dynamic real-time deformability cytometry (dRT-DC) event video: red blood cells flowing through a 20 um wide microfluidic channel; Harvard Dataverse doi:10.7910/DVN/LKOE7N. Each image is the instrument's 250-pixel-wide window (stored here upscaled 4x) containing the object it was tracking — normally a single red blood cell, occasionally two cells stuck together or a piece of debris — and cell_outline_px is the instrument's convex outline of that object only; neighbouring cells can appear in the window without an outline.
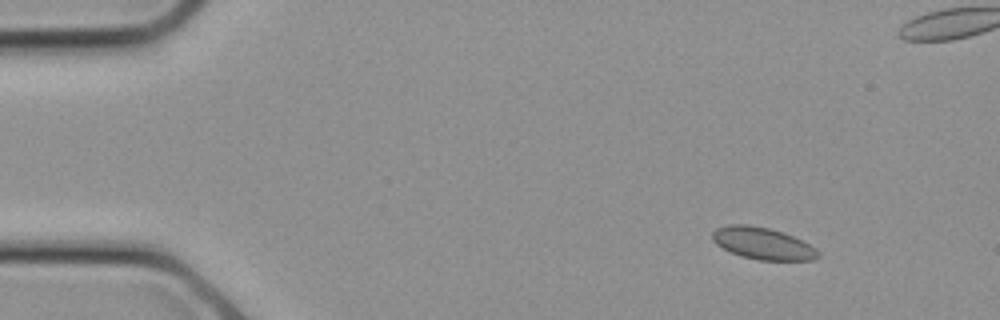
{"species": "common noctule bat (a hibernating species)", "species_latin": "Nyctalus noctula", "temperature_condition": "cold", "stored_images_in_passage": 9, "camera_frame_rate_fps": 3000, "um_per_image_px": 0.085, "animal": {"sex": "female", "body_mass_g": 21.9}, "frame": {"image": 1, "passage_image": 1, "time_ms": 0.0, "image_size_px": [1000, 320], "cell_outline_px": [[820, 256], [812, 260], [756, 260], [740, 256], [716, 244], [712, 240], [712, 232], [716, 228], [728, 224], [748, 224], [768, 228], [784, 232], [816, 248], [820, 252]], "centroid_in_image_um": [64.82, 20.69], "position_along_channel_um": 20.2, "area_um2": 19.71}}
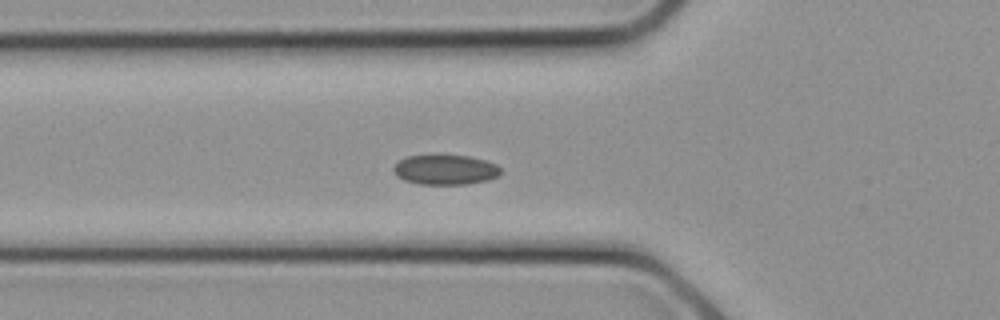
{"frame": {"image": 2, "passage_image": 7, "time_ms": 2.0, "image_size_px": [1000, 320], "cell_outline_px": [[500, 172], [496, 176], [488, 180], [468, 184], [420, 184], [404, 180], [396, 176], [392, 168], [400, 160], [408, 156], [472, 156], [496, 164], [500, 168]], "centroid_in_image_um": [37.84, 14.44], "position_along_channel_um": 88.0, "area_um2": 18.44}}
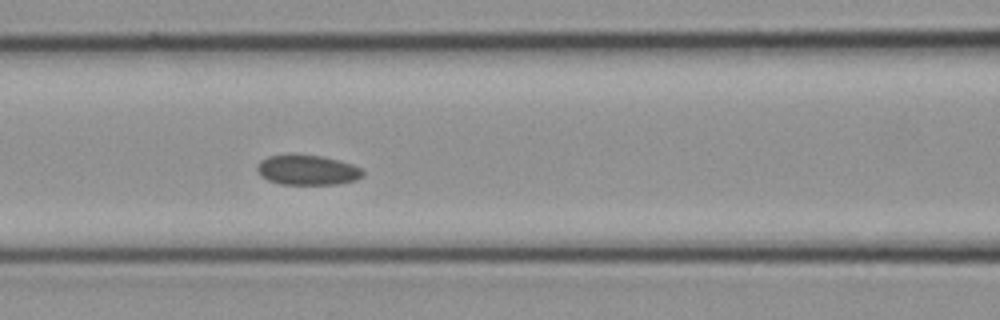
{"frame": {"image": 3, "passage_image": 9, "time_ms": 2.667, "image_size_px": [1000, 320], "cell_outline_px": [[364, 176], [356, 180], [336, 184], [280, 184], [268, 180], [260, 176], [256, 168], [256, 164], [260, 160], [268, 156], [288, 152], [296, 152], [324, 156], [340, 160], [352, 164], [360, 168], [364, 172]], "centroid_in_image_um": [26.08, 14.4], "position_along_channel_um": 140.5, "area_um2": 19.25}}